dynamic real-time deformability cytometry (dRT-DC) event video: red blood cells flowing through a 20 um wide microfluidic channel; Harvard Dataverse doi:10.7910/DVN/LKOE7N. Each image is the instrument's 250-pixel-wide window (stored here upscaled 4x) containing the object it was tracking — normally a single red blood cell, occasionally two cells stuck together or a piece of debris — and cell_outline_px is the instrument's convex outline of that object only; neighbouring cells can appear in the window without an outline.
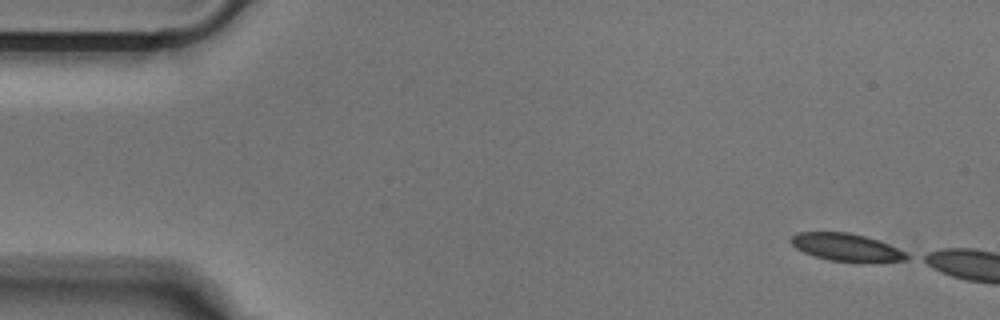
{"species": "Egyptian fruit bat (a non-hibernating species)", "species_latin": "Rousettus aegyptiacus", "temperature_condition": "cold", "stored_images_in_passage": 4, "camera_frame_rate_fps": 3000, "um_per_image_px": 0.085, "animal": {"sex": "male"}, "frame": {"image": 1, "passage_image": 1, "time_ms": 0.0, "image_size_px": [1000, 320], "cell_outline_px": [[912, 256], [908, 260], [860, 264], [828, 260], [804, 252], [796, 248], [788, 240], [796, 232], [848, 232], [864, 236], [888, 244]], "centroid_in_image_um": [71.96, 21.05], "position_along_channel_um": 13.0, "area_um2": 19.02}}